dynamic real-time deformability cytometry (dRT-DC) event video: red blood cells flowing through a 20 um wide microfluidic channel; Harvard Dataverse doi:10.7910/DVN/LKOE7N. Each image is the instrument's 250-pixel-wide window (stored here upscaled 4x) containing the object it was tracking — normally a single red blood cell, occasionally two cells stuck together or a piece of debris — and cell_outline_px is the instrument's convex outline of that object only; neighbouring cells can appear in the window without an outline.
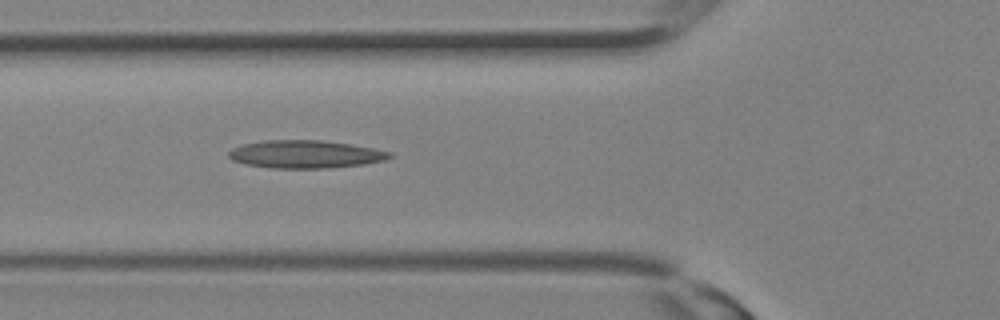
{"species": "Egyptian fruit bat (a non-hibernating species)", "species_latin": "Rousettus aegyptiacus", "temperature_condition": "room temperature", "stored_images_in_passage": 11, "camera_frame_rate_fps": 3000, "um_per_image_px": 0.085, "animal": {"sex": "female"}, "frame": {"image": 1, "passage_image": 11, "time_ms": 3.333, "image_size_px": [1000, 320], "cell_outline_px": [[392, 156], [384, 160], [364, 164], [328, 168], [272, 168], [248, 164], [232, 160], [228, 156], [228, 152], [232, 148], [240, 144], [264, 140], [324, 140], [372, 148], [392, 152]], "centroid_in_image_um": [25.92, 13.1], "position_along_channel_um": 99.9, "area_um2": 26.07}}